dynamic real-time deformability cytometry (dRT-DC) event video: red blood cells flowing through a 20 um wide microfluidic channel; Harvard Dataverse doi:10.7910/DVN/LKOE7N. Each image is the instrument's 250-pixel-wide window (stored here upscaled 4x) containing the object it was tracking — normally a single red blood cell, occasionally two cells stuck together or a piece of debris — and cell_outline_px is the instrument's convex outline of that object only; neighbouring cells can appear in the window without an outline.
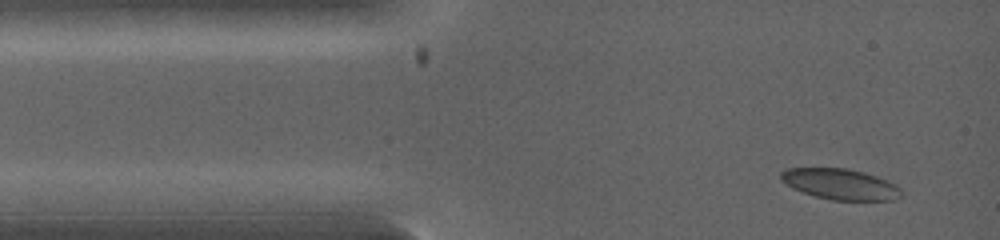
{"species": "common noctule bat (a hibernating species)", "species_latin": "Nyctalus noctula", "temperature_condition": "warm", "stored_images_in_passage": 31, "camera_frame_rate_fps": 5000, "um_per_image_px": 0.085, "animal": {"sex": "female", "body_mass_g": 19.0, "forearm_length_mm": 53.3}, "frame": {"image": 1, "passage_image": 1, "time_ms": 0.0, "image_size_px": [1000, 240], "cell_outline_px": [[904, 196], [892, 200], [832, 200], [816, 196], [804, 192], [780, 180], [780, 172], [788, 168], [848, 168], [864, 172], [876, 176], [896, 184], [900, 188]], "centroid_in_image_um": [71.48, 15.65], "position_along_channel_um": 13.5, "area_um2": 21.5}}
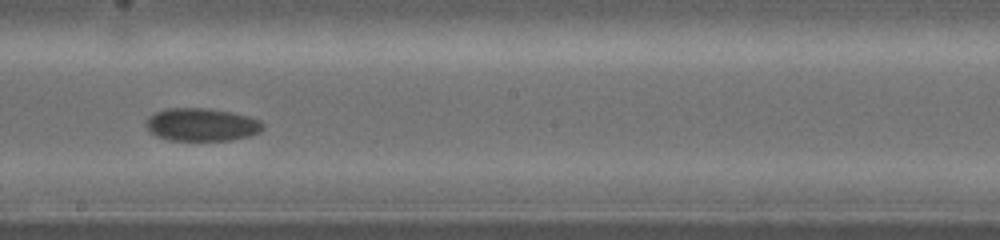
{"frame": {"image": 2, "passage_image": 15, "time_ms": 5.2, "image_size_px": [1000, 240], "cell_outline_px": [[264, 128], [260, 132], [248, 136], [232, 140], [168, 140], [156, 136], [144, 124], [148, 116], [156, 112], [168, 108], [208, 108], [232, 112], [248, 116], [260, 120], [264, 124]], "centroid_in_image_um": [17.15, 10.59], "position_along_channel_um": 231.1, "area_um2": 22.48}}
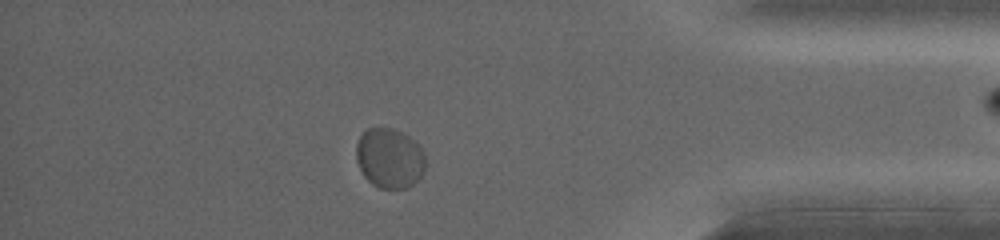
{"frame": {"image": 3, "passage_image": 26, "time_ms": 9.0, "image_size_px": [1000, 240], "cell_outline_px": [[424, 172], [408, 188], [380, 188], [372, 184], [364, 176], [356, 160], [356, 144], [360, 136], [368, 128], [392, 128], [416, 140], [424, 152]], "centroid_in_image_um": [33.11, 13.44], "position_along_channel_um": 402.1, "area_um2": 24.16}}